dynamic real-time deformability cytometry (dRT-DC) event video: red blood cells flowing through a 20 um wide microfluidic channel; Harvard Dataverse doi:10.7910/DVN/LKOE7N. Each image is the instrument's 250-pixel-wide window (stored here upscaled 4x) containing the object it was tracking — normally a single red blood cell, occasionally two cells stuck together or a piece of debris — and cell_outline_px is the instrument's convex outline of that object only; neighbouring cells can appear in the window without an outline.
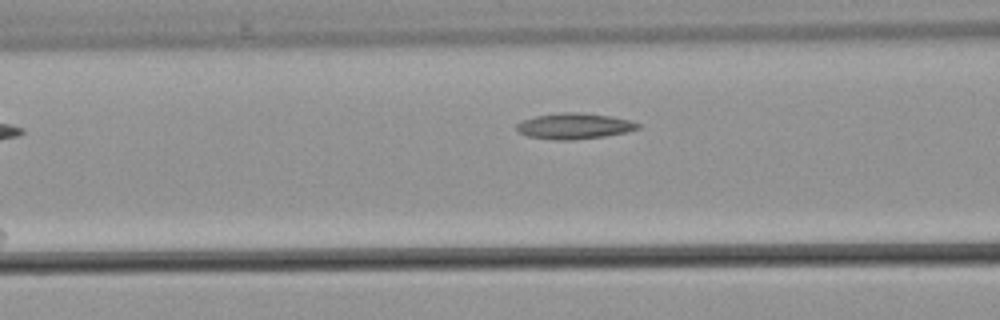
{"species": "common noctule bat (a hibernating species)", "species_latin": "Nyctalus noctula", "temperature_condition": "warm", "stored_images_in_passage": 4, "camera_frame_rate_fps": 3000, "um_per_image_px": 0.085, "animal": {"sex": "male", "body_mass_g": 21.5, "forearm_length_mm": 52.0}, "frame": {"image": 1, "passage_image": 4, "time_ms": 3.667, "image_size_px": [1000, 320], "cell_outline_px": [[640, 128], [628, 132], [604, 136], [572, 140], [556, 140], [528, 136], [520, 132], [516, 128], [516, 124], [524, 120], [536, 116], [560, 112], [580, 112], [612, 116], [632, 120], [640, 124]], "centroid_in_image_um": [48.87, 10.71], "position_along_channel_um": 117.7, "area_um2": 18.32}}